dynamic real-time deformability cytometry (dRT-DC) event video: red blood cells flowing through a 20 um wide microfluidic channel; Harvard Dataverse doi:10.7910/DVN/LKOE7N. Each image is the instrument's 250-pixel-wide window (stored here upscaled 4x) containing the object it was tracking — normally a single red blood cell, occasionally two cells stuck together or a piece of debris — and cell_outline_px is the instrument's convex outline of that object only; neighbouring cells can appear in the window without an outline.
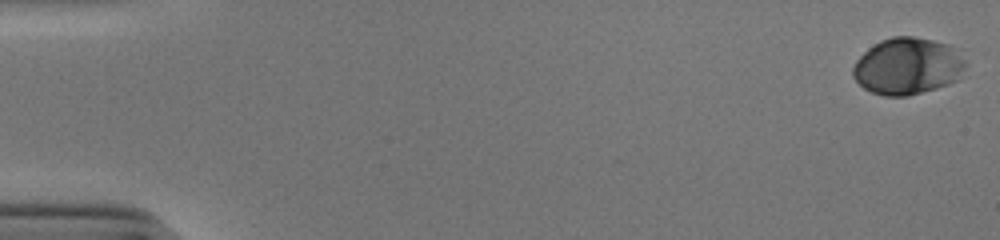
{"species": "human", "species_latin": "Homo sapiens", "temperature_condition": "cold", "stored_images_in_passage": 54, "camera_frame_rate_fps": 3000, "um_per_image_px": 0.085, "donor": {"sex": "male"}, "frame": {"image": 1, "passage_image": 1, "time_ms": 0.0, "image_size_px": [1000, 240], "cell_outline_px": [[964, 68], [960, 80], [936, 88], [908, 96], [884, 96], [872, 92], [864, 88], [852, 76], [852, 68], [856, 60], [868, 48], [880, 40], [892, 36], [912, 36], [932, 40], [948, 44], [960, 48], [964, 60]], "centroid_in_image_um": [77.17, 5.61], "position_along_channel_um": 7.8, "area_um2": 37.69}}
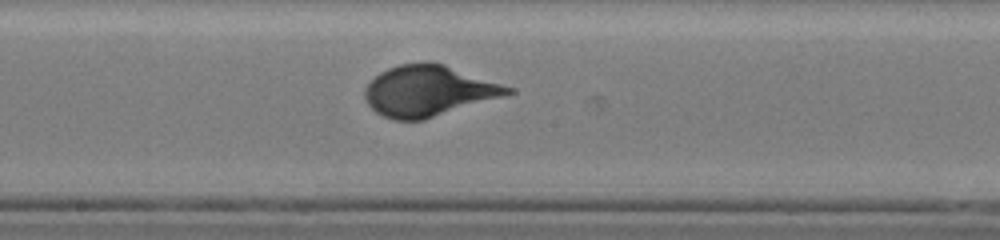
{"frame": {"image": 2, "passage_image": 30, "time_ms": 9.667, "image_size_px": [1000, 240], "cell_outline_px": [[516, 92], [424, 120], [392, 120], [376, 112], [368, 104], [364, 96], [364, 88], [380, 72], [388, 68], [400, 64], [444, 64], [516, 88]], "centroid_in_image_um": [36.44, 7.74], "position_along_channel_um": 211.8, "area_um2": 41.85}}
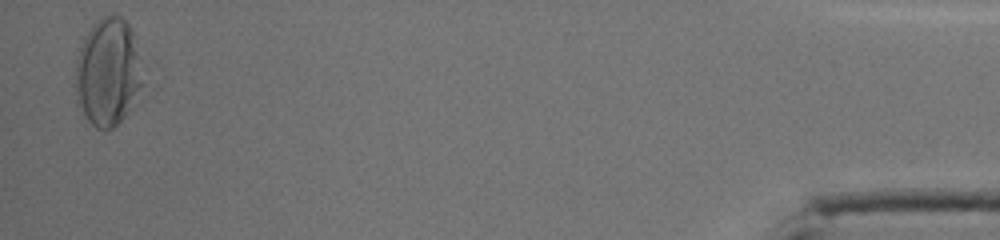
{"frame": {"image": 3, "passage_image": 53, "time_ms": 17.333, "image_size_px": [1000, 240], "cell_outline_px": [[144, 84], [124, 116], [112, 128], [104, 132], [96, 128], [88, 120], [76, 104], [72, 84], [76, 60], [84, 36], [88, 28], [100, 16], [108, 12], [120, 16], [128, 24], [132, 32]], "centroid_in_image_um": [9.09, 6.13], "position_along_channel_um": 426.1, "area_um2": 42.95}}